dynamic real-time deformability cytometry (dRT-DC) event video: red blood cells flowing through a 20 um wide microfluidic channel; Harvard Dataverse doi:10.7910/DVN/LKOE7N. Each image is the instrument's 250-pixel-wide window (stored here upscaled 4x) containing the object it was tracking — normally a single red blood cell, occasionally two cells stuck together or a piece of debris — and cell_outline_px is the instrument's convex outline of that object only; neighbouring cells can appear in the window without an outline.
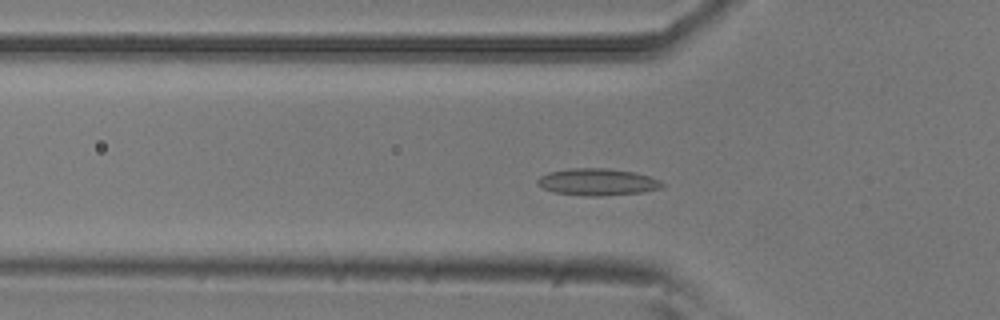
{"species": "common noctule bat (a hibernating species)", "species_latin": "Nyctalus noctula", "temperature_condition": "room temperature", "stored_images_in_passage": 50, "camera_frame_rate_fps": 3000, "um_per_image_px": 0.085, "animal": {"sex": "male", "body_mass_g": 20.5, "forearm_length_mm": 52.5}, "frame": {"image": 1, "passage_image": 14, "time_ms": 4.333, "image_size_px": [1000, 320], "cell_outline_px": [[664, 184], [660, 188], [644, 192], [600, 196], [584, 196], [552, 192], [544, 188], [536, 180], [540, 176], [548, 172], [568, 168], [608, 168], [632, 172], [648, 176], [660, 180]], "centroid_in_image_um": [50.76, 15.47], "position_along_channel_um": 75.0, "area_um2": 19.54}}
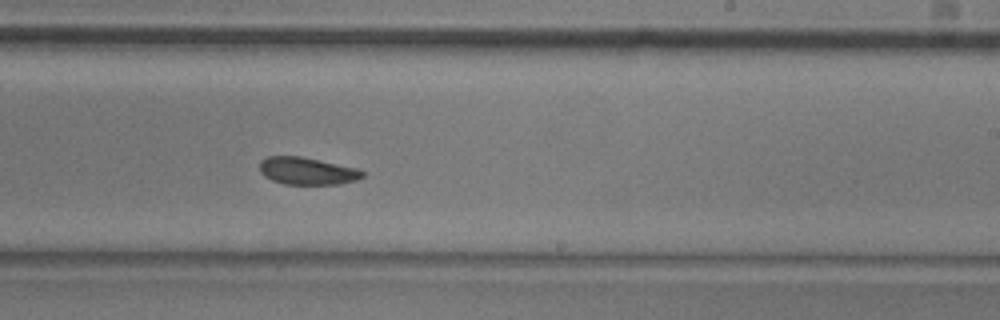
{"frame": {"image": 2, "passage_image": 29, "time_ms": 9.333, "image_size_px": [1000, 320], "cell_outline_px": [[364, 176], [356, 180], [340, 184], [284, 184], [272, 180], [264, 176], [260, 172], [260, 160], [268, 156], [300, 156], [356, 168], [364, 172]], "centroid_in_image_um": [26.08, 14.53], "position_along_channel_um": 262.9, "area_um2": 16.3}}
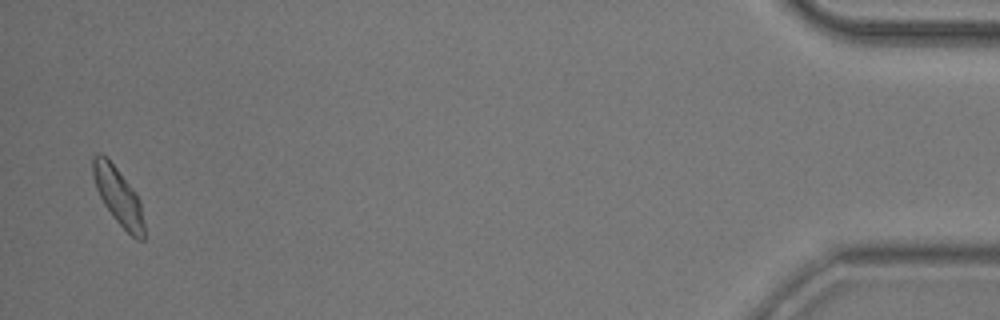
{"frame": {"image": 3, "passage_image": 49, "time_ms": 16.0, "image_size_px": [1000, 320], "cell_outline_px": [[144, 240], [136, 240], [112, 216], [104, 204], [96, 188], [92, 176], [92, 156], [96, 152], [100, 152], [116, 168], [132, 188], [140, 200], [144, 224]], "centroid_in_image_um": [10.04, 16.68], "position_along_channel_um": 425.2, "area_um2": 16.88}, "authors_computed_cell_mechanics": {"area_um2": 17.1666, "velocity_mm_per_s": 3.7489, "shape_relaxation_time_tau1_ms": 5.5602, "shape_relaxation_time_tau2_ms": 4.3872, "deformation_change_tau1": 0.1077, "deformation_change_tau2": 0.0796}}